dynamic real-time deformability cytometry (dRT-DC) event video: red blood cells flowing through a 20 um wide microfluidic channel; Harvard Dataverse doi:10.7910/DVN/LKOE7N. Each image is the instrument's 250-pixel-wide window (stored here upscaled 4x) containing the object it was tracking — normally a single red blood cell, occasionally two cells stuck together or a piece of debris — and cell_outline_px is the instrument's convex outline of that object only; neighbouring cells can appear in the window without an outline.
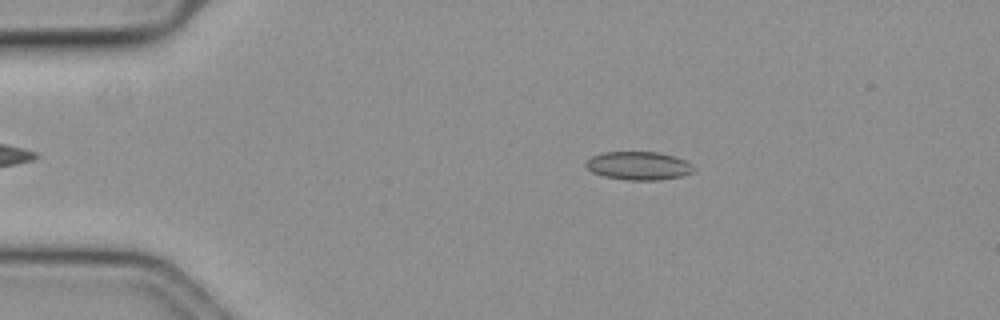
{"species": "common noctule bat (a hibernating species)", "species_latin": "Nyctalus noctula", "temperature_condition": "cold", "stored_images_in_passage": 58, "camera_frame_rate_fps": 3000, "um_per_image_px": 0.085, "animal": {"sex": "female", "body_mass_g": 19.3, "forearm_length_mm": 54.1}, "frame": {"image": 1, "passage_image": 10, "time_ms": 3.0, "image_size_px": [1000, 320], "cell_outline_px": [[696, 168], [692, 172], [680, 176], [660, 180], [624, 180], [604, 176], [592, 172], [584, 164], [592, 156], [604, 152], [660, 152], [684, 160], [692, 164]], "centroid_in_image_um": [54.28, 14.09], "position_along_channel_um": 30.7, "area_um2": 17.74}}
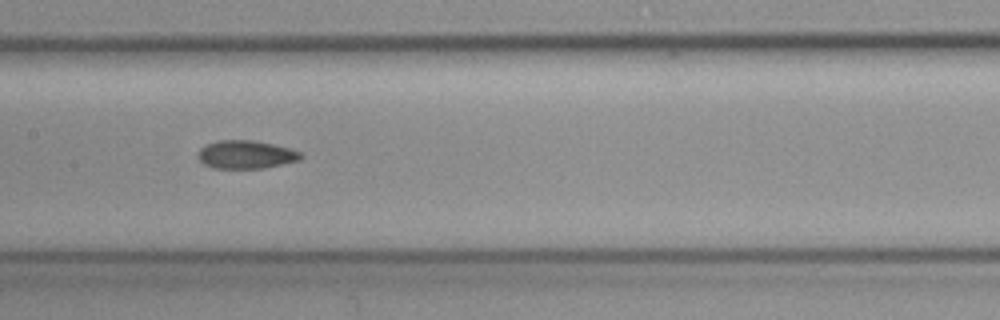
{"frame": {"image": 2, "passage_image": 28, "time_ms": 9.0, "image_size_px": [1000, 320], "cell_outline_px": [[304, 156], [300, 160], [264, 168], [212, 168], [204, 164], [200, 160], [200, 148], [208, 144], [220, 140], [252, 140], [272, 144], [288, 148], [300, 152]], "centroid_in_image_um": [20.93, 13.14], "position_along_channel_um": 186.5, "area_um2": 16.65}}
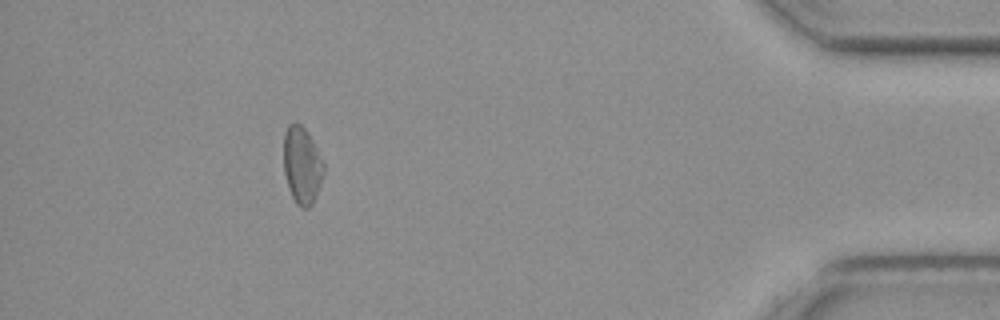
{"frame": {"image": 3, "passage_image": 52, "time_ms": 17.0, "image_size_px": [1000, 320], "cell_outline_px": [[324, 176], [312, 204], [308, 208], [300, 208], [296, 204], [288, 188], [284, 172], [284, 132], [288, 124], [300, 124], [308, 132], [324, 164]], "centroid_in_image_um": [25.67, 14.07], "position_along_channel_um": 409.5, "area_um2": 17.98}, "authors_computed_cell_mechanics": {"area_um2": 17.4267, "velocity_mm_per_s": 3.5234, "shape_relaxation_time_tau1_ms": 3.4349, "shape_relaxation_time_tau2_ms": 2.5936, "deformation_change_tau1": 0.0811, "deformation_change_tau2": 0.0761}}